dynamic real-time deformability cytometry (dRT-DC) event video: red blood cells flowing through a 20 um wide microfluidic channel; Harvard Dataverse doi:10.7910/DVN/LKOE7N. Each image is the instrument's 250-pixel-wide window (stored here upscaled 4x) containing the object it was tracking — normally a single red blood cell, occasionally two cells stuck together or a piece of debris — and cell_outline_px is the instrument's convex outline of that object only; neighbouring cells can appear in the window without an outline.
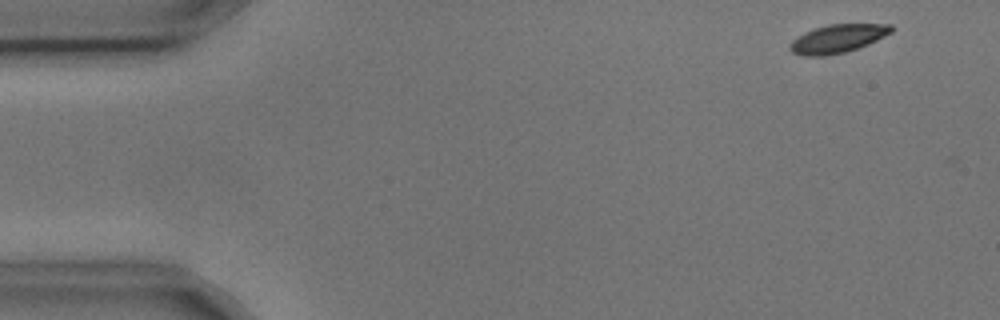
{"species": "common noctule bat (a hibernating species)", "species_latin": "Nyctalus noctula", "temperature_condition": "cold", "stored_images_in_passage": 5, "camera_frame_rate_fps": 3000, "um_per_image_px": 0.085, "animal": {"sex": "male", "body_mass_g": 17.9, "forearm_length_mm": 54.2}, "frame": {"image": 1, "passage_image": 1, "time_ms": 0.0, "image_size_px": [1000, 320], "cell_outline_px": [[896, 28], [892, 32], [868, 44], [844, 52], [824, 56], [804, 56], [792, 52], [788, 48], [788, 44], [796, 36], [812, 28], [828, 24], [892, 24]], "centroid_in_image_um": [71.17, 3.27], "position_along_channel_um": 13.8, "area_um2": 16.94}}
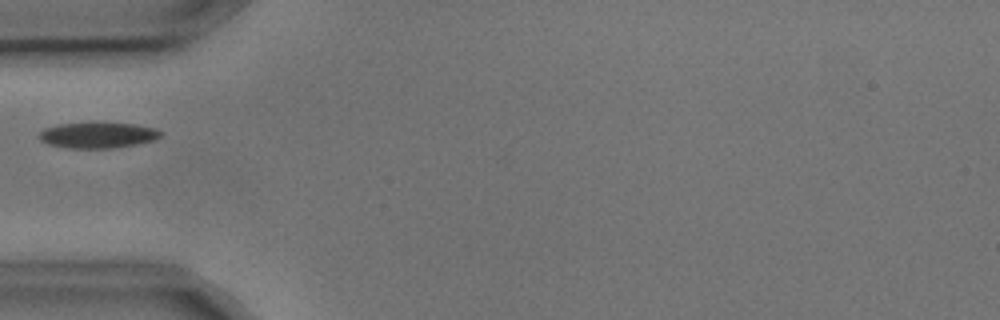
{"frame": {"image": 2, "passage_image": 5, "time_ms": 1.333, "image_size_px": [1000, 320], "cell_outline_px": [[160, 136], [152, 140], [136, 144], [112, 148], [68, 148], [48, 144], [40, 140], [36, 136], [44, 128], [60, 124], [132, 124], [156, 128], [160, 132]], "centroid_in_image_um": [8.25, 11.51], "position_along_channel_um": 76.8, "area_um2": 17.74}}